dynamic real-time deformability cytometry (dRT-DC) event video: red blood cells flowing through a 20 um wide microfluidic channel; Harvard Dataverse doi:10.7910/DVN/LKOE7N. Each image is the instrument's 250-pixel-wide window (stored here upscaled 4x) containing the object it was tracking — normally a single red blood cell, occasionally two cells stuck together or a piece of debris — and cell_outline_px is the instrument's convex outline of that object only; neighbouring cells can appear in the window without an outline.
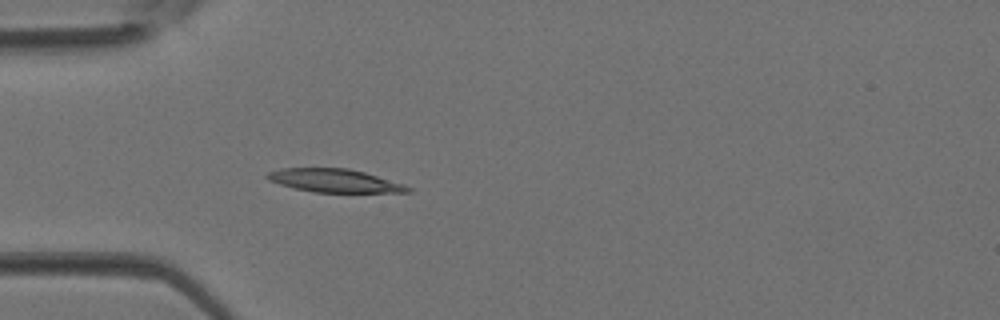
{"species": "Egyptian fruit bat (a non-hibernating species)", "species_latin": "Rousettus aegyptiacus", "temperature_condition": "room temperature", "stored_images_in_passage": 4, "camera_frame_rate_fps": 3000, "um_per_image_px": 0.085, "animal": {"sex": "female"}, "frame": {"image": 1, "passage_image": 4, "time_ms": 1.0, "image_size_px": [1000, 320], "cell_outline_px": [[412, 192], [312, 192], [280, 184], [268, 180], [264, 176], [268, 172], [280, 168], [348, 168], [364, 172], [404, 184], [412, 188]], "centroid_in_image_um": [28.42, 15.35], "position_along_channel_um": 56.6, "area_um2": 18.96}}